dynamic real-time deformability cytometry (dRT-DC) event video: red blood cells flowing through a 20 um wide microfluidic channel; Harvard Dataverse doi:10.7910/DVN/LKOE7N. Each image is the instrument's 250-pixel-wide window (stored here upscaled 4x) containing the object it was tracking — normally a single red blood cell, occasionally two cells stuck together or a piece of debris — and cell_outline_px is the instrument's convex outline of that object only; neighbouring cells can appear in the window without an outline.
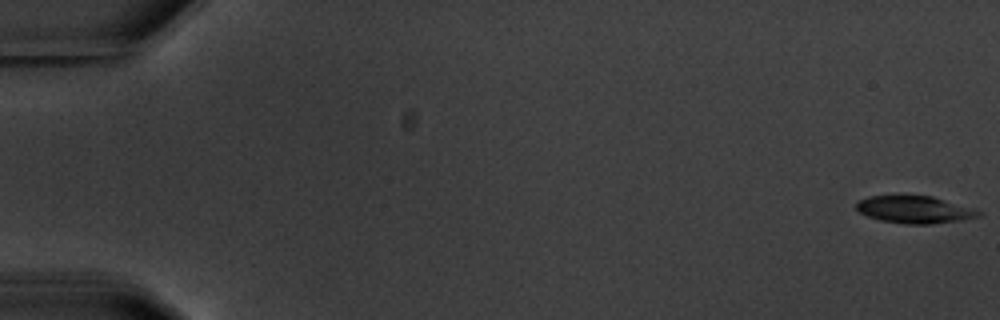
{"species": "common noctule bat (a hibernating species)", "species_latin": "Nyctalus noctula", "temperature_condition": "warm", "stored_images_in_passage": 5, "camera_frame_rate_fps": 3000, "um_per_image_px": 0.085, "animal": {"sex": "male", "body_mass_g": 20.1, "forearm_length_mm": 53.5}, "frame": {"image": 1, "passage_image": 1, "time_ms": 0.0, "image_size_px": [1000, 320], "cell_outline_px": [[984, 212], [980, 216], [964, 220], [932, 224], [904, 224], [880, 220], [868, 216], [860, 212], [856, 208], [856, 204], [860, 200], [868, 196], [932, 196], [976, 208]], "centroid_in_image_um": [77.82, 17.82], "position_along_channel_um": 7.2, "area_um2": 19.59}}
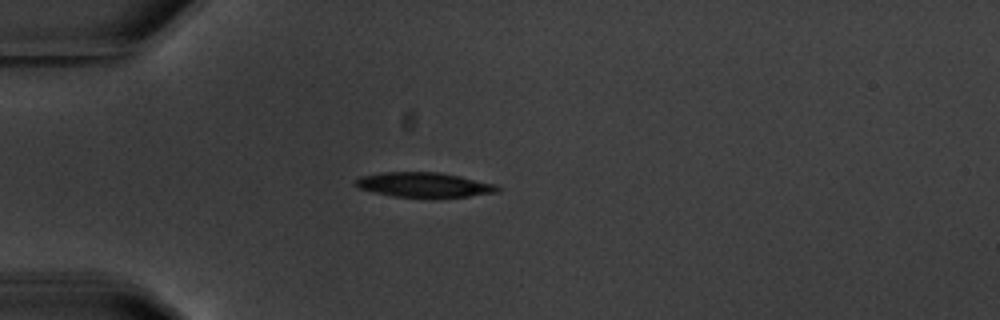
{"frame": {"image": 2, "passage_image": 5, "time_ms": 5.333, "image_size_px": [1000, 320], "cell_outline_px": [[500, 192], [468, 196], [392, 196], [360, 188], [352, 184], [360, 176], [380, 172], [440, 172], [460, 176], [496, 184], [500, 188]], "centroid_in_image_um": [36.04, 15.68], "position_along_channel_um": 49.0, "area_um2": 20.17}}